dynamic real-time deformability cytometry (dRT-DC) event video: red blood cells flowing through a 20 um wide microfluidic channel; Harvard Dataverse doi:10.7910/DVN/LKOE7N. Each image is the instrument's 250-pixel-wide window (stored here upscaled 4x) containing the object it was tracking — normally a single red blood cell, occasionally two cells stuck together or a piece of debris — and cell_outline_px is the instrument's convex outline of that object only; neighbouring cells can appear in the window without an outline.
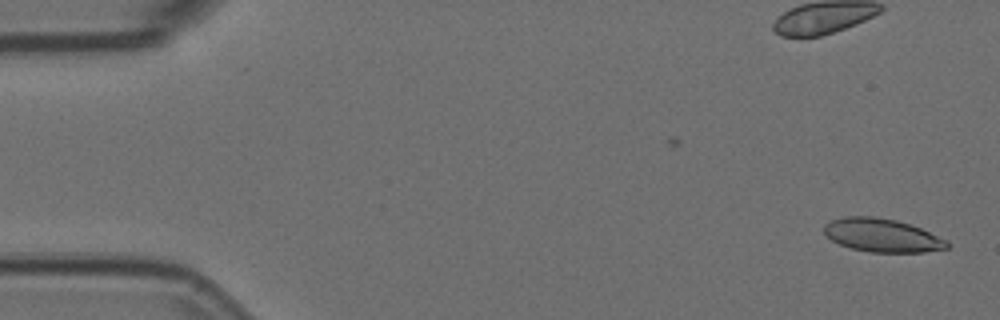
{"species": "Egyptian fruit bat (a non-hibernating species)", "species_latin": "Rousettus aegyptiacus", "temperature_condition": "room temperature", "stored_images_in_passage": 41, "camera_frame_rate_fps": 3000, "um_per_image_px": 0.085, "animal": {"sex": "female"}, "frame": {"image": 1, "passage_image": 1, "time_ms": 0.0, "image_size_px": [1000, 320], "cell_outline_px": [[948, 248], [924, 252], [868, 252], [852, 248], [840, 244], [832, 240], [824, 232], [824, 224], [832, 220], [844, 216], [872, 216], [896, 220], [920, 228], [948, 240]], "centroid_in_image_um": [74.98, 20.0], "position_along_channel_um": 10.0, "area_um2": 23.76}}
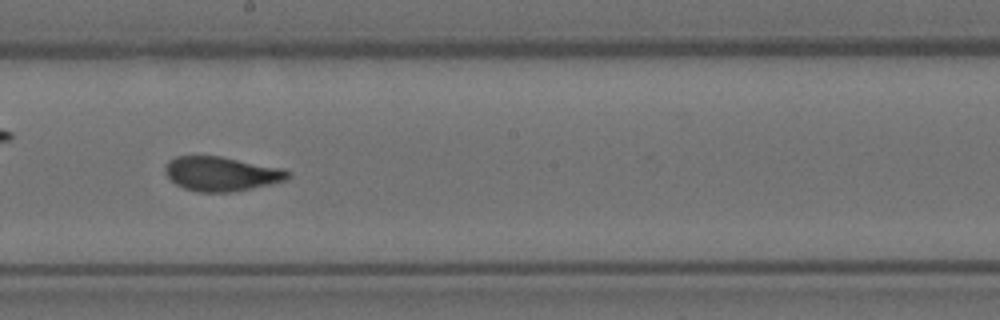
{"frame": {"image": 2, "passage_image": 29, "time_ms": 9.333, "image_size_px": [1000, 320], "cell_outline_px": [[292, 176], [284, 180], [272, 184], [232, 192], [200, 192], [184, 188], [176, 184], [164, 172], [164, 168], [168, 160], [176, 156], [220, 156], [284, 168], [292, 172]], "centroid_in_image_um": [18.85, 14.77], "position_along_channel_um": 229.4, "area_um2": 24.74}}
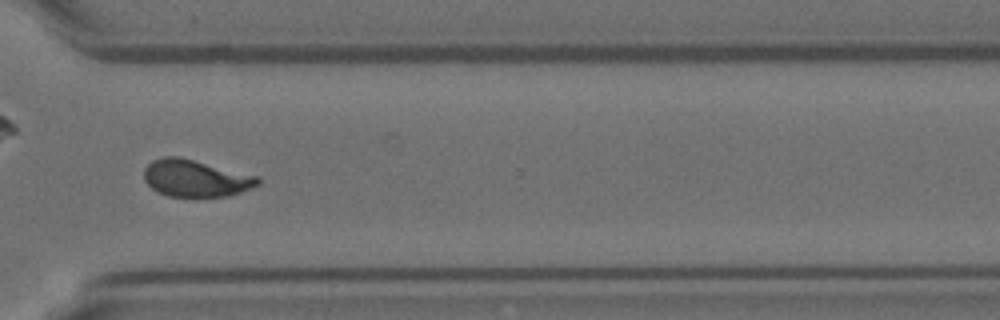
{"frame": {"image": 3, "passage_image": 39, "time_ms": 12.667, "image_size_px": [1000, 320], "cell_outline_px": [[260, 184], [240, 192], [228, 196], [168, 196], [156, 192], [144, 180], [144, 168], [152, 160], [164, 156], [180, 156], [260, 176]], "centroid_in_image_um": [16.63, 15.13], "position_along_channel_um": 354.0, "area_um2": 24.74}, "authors_computed_cell_mechanics": {"area_um2": 24.6806, "velocity_mm_per_s": 3.7595, "shape_relaxation_time_tau1_ms": 7.0918, "shape_relaxation_time_tau2_ms": 1.0904, "deformation_change_tau1": 0.2015, "deformation_change_tau2": 0.067}}